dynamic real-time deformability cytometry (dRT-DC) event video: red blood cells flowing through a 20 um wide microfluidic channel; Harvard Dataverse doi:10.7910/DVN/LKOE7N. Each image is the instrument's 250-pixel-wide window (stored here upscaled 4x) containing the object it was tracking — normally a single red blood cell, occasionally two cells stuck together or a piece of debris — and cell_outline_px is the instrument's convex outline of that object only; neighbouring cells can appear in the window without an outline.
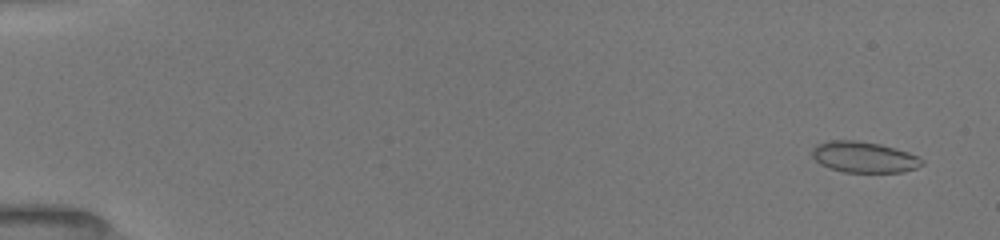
{"species": "common noctule bat (a hibernating species)", "species_latin": "Nyctalus noctula", "temperature_condition": "room temperature", "stored_images_in_passage": 52, "camera_frame_rate_fps": 3000, "um_per_image_px": 0.085, "animal": {"sex": "female", "body_mass_g": 19.5, "forearm_length_mm": 54.1}, "frame": {"image": 1, "passage_image": 3, "time_ms": 0.667, "image_size_px": [1000, 240], "cell_outline_px": [[924, 164], [916, 168], [900, 172], [844, 172], [828, 168], [820, 164], [812, 156], [812, 148], [816, 144], [828, 140], [856, 140], [880, 144], [896, 148], [908, 152], [924, 160]], "centroid_in_image_um": [73.41, 13.35], "position_along_channel_um": 11.6, "area_um2": 19.94}}
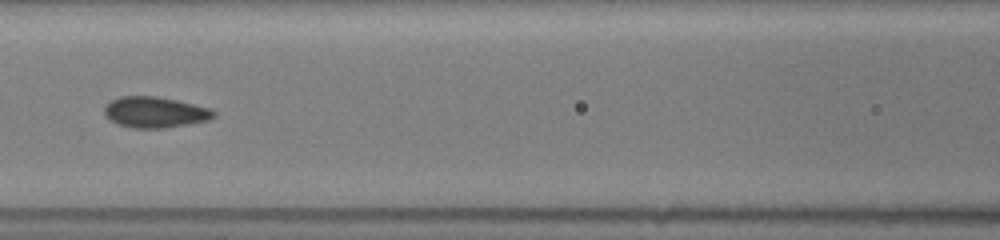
{"frame": {"image": 2, "passage_image": 25, "time_ms": 8.0, "image_size_px": [1000, 240], "cell_outline_px": [[216, 116], [208, 120], [164, 128], [132, 128], [120, 124], [112, 120], [104, 112], [104, 108], [112, 100], [120, 96], [156, 96], [176, 100], [212, 108], [216, 112]], "centroid_in_image_um": [13.22, 9.53], "position_along_channel_um": 153.4, "area_um2": 19.48}}
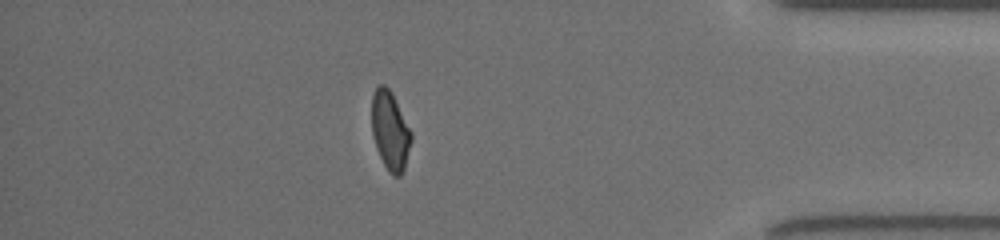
{"frame": {"image": 3, "passage_image": 46, "time_ms": 15.0, "image_size_px": [1000, 240], "cell_outline_px": [[412, 140], [404, 168], [400, 176], [392, 176], [388, 172], [376, 148], [372, 132], [372, 96], [376, 88], [380, 84], [384, 84], [392, 92], [412, 132]], "centroid_in_image_um": [33.17, 11.11], "position_along_channel_um": 402.0, "area_um2": 18.15}, "authors_computed_cell_mechanics": {"area_um2": 19.4497, "velocity_mm_per_s": 4.0131, "shape_relaxation_time_tau1_ms": 9.3601, "shape_relaxation_time_tau2_ms": 0.7919, "deformation_change_tau1": 0.1805, "deformation_change_tau2": 0.0376}}